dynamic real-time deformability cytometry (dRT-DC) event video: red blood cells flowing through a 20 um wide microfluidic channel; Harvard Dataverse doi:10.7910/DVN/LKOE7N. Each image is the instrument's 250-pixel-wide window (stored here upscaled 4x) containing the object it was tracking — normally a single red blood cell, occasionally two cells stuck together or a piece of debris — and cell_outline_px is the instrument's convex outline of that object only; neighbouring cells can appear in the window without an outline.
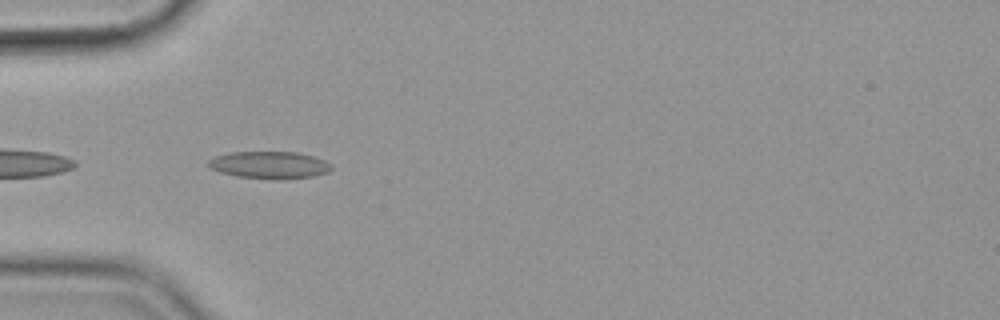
{"species": "common noctule bat (a hibernating species)", "species_latin": "Nyctalus noctula", "temperature_condition": "cold", "stored_images_in_passage": 4, "camera_frame_rate_fps": 3000, "um_per_image_px": 0.085, "animal": {"sex": "female", "body_mass_g": 19.9}, "frame": {"image": 1, "passage_image": 2, "time_ms": 0.333, "image_size_px": [1000, 320], "cell_outline_px": [[332, 168], [328, 172], [312, 176], [284, 180], [272, 180], [236, 176], [220, 172], [212, 168], [208, 164], [208, 160], [216, 156], [232, 152], [296, 152], [312, 156], [324, 160], [332, 164]], "centroid_in_image_um": [22.93, 14.04], "position_along_channel_um": 62.1, "area_um2": 19.59}}